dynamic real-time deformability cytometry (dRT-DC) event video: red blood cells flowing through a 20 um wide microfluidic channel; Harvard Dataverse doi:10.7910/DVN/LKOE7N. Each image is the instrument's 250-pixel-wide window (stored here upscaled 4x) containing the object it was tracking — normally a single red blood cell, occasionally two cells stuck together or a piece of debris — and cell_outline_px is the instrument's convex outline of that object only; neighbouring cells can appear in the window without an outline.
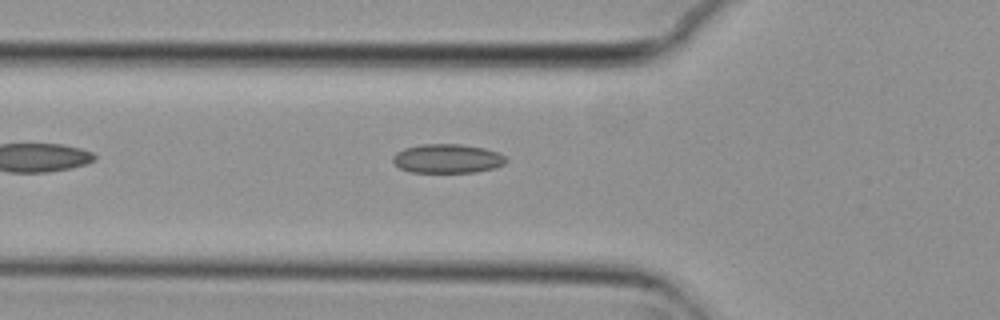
{"species": "common noctule bat (a hibernating species)", "species_latin": "Nyctalus noctula", "temperature_condition": "cold", "stored_images_in_passage": 26, "camera_frame_rate_fps": 3000, "um_per_image_px": 0.085, "animal": {"sex": "female", "body_mass_g": 29.2, "forearm_length_mm": 56.3}, "frame": {"image": 1, "passage_image": 3, "time_ms": 0.667, "image_size_px": [1000, 320], "cell_outline_px": [[508, 160], [504, 164], [496, 168], [476, 172], [408, 172], [400, 168], [392, 160], [392, 156], [396, 152], [404, 148], [420, 144], [460, 144], [484, 148], [496, 152], [504, 156]], "centroid_in_image_um": [38.02, 13.48], "position_along_channel_um": 87.8, "area_um2": 19.25}}
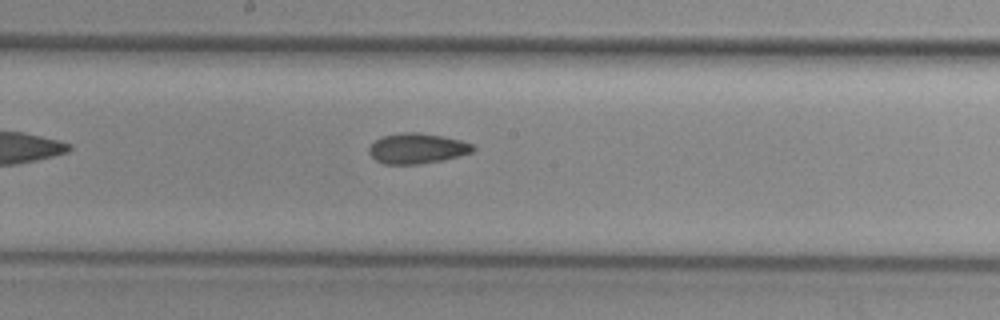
{"frame": {"image": 2, "passage_image": 13, "time_ms": 4.0, "image_size_px": [1000, 320], "cell_outline_px": [[476, 148], [472, 152], [460, 156], [444, 160], [420, 164], [384, 164], [376, 160], [368, 152], [368, 148], [376, 140], [384, 136], [400, 132], [416, 132], [444, 136], [460, 140], [472, 144]], "centroid_in_image_um": [35.47, 12.62], "position_along_channel_um": 212.7, "area_um2": 18.44}}
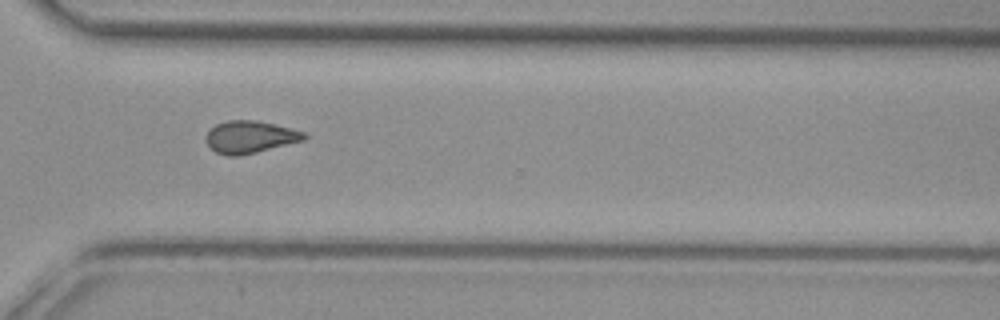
{"frame": {"image": 3, "passage_image": 24, "time_ms": 7.667, "image_size_px": [1000, 320], "cell_outline_px": [[308, 136], [304, 140], [256, 152], [236, 156], [228, 156], [216, 152], [204, 140], [204, 136], [216, 124], [228, 120], [256, 120], [304, 132]], "centroid_in_image_um": [21.22, 11.64], "position_along_channel_um": 349.4, "area_um2": 18.21}, "authors_computed_cell_mechanics": {"area_um2": 18.2937, "velocity_mm_per_s": 3.7313, "shape_relaxation_time_tau1_ms": null, "shape_relaxation_time_tau2_ms": 4.7157, "deformation_change_tau1": null, "deformation_change_tau2": 0.1061}}